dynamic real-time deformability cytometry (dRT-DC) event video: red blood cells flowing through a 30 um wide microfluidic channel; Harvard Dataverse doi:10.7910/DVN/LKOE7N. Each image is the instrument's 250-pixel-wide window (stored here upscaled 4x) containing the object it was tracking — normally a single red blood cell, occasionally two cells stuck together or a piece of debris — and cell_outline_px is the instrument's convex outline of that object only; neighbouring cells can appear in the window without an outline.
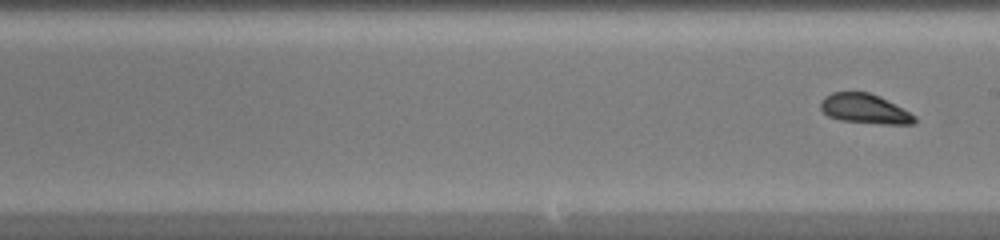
{"species": "common noctule bat (a hibernating species)", "species_latin": "Nyctalus noctula", "temperature_condition": "warm", "stored_images_in_passage": 27, "segment_of_instrument_passage": [2, 2], "camera_frame_rate_fps": 3000, "um_per_image_px": 0.085, "animal": {"sex": "female", "body_mass_g": 20.0, "forearm_length_mm": 54.0}, "frame": {"image": 1, "passage_image": 27, "time_ms": 8.667, "image_size_px": [1000, 240], "cell_outline_px": [[916, 124], [880, 124], [840, 120], [828, 116], [820, 108], [820, 100], [824, 96], [832, 92], [868, 92], [880, 96], [916, 116]], "centroid_in_image_um": [73.49, 9.25], "position_along_channel_um": 215.5, "area_um2": 16.3}}